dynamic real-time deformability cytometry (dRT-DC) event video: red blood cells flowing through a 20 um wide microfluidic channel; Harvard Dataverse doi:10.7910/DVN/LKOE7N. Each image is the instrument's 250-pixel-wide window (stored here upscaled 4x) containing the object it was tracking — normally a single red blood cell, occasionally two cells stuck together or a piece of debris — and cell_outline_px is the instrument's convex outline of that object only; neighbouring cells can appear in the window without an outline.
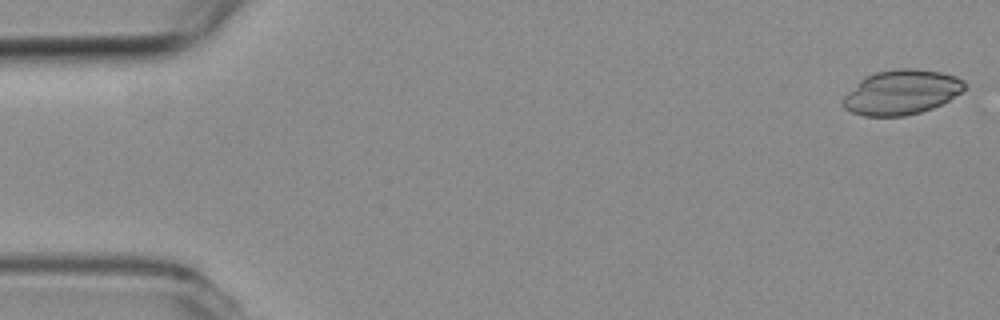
{"species": "common noctule bat (a hibernating species)", "species_latin": "Nyctalus noctula", "temperature_condition": "room temperature", "stored_images_in_passage": 11, "camera_frame_rate_fps": 3000, "um_per_image_px": 0.085, "animal": {"sex": "female", "body_mass_g": 19.3, "forearm_length_mm": 54.1}, "frame": {"image": 1, "passage_image": 1, "time_ms": 0.0, "image_size_px": [1000, 320], "cell_outline_px": [[968, 88], [948, 100], [932, 108], [920, 112], [904, 116], [864, 116], [852, 112], [844, 108], [840, 104], [844, 96], [864, 76], [876, 72], [896, 68], [916, 68], [940, 72], [956, 76], [964, 80], [968, 84]], "centroid_in_image_um": [76.64, 7.83], "position_along_channel_um": 8.4, "area_um2": 31.91}}